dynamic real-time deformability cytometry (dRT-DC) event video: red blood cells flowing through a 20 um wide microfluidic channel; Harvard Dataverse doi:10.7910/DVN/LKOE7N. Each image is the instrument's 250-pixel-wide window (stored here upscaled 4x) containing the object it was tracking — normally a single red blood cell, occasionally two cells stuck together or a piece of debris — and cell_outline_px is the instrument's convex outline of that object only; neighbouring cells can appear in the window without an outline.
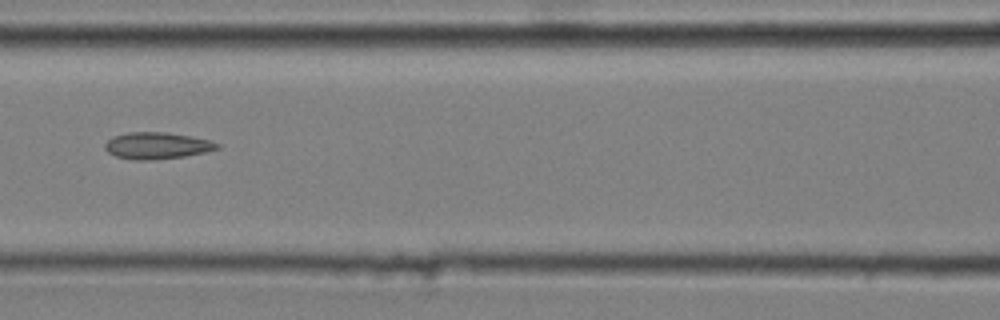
{"species": "common noctule bat (a hibernating species)", "species_latin": "Nyctalus noctula", "temperature_condition": "cold", "stored_images_in_passage": 8, "camera_frame_rate_fps": 3000, "um_per_image_px": 0.085, "animal": {"sex": "male", "body_mass_g": 20.4}, "frame": {"image": 1, "passage_image": 4, "time_ms": 1.0, "image_size_px": [1000, 320], "cell_outline_px": [[220, 148], [204, 152], [184, 156], [152, 160], [136, 160], [116, 156], [108, 152], [104, 148], [104, 144], [112, 136], [128, 132], [164, 132], [188, 136], [208, 140], [220, 144]], "centroid_in_image_um": [13.3, 12.38], "position_along_channel_um": 153.3, "area_um2": 17.28}}
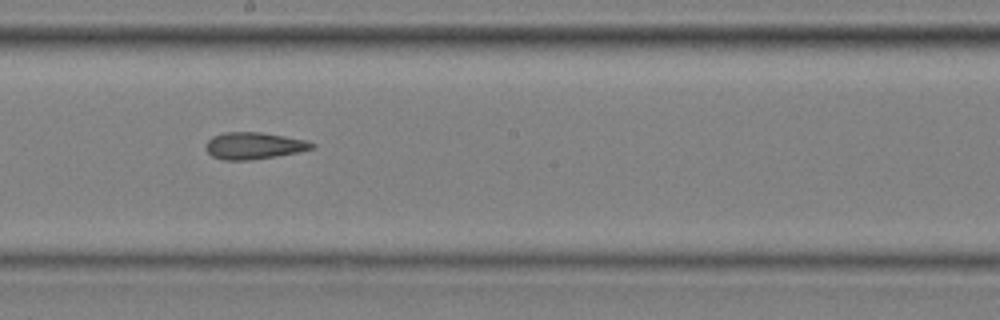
{"frame": {"image": 2, "passage_image": 6, "time_ms": 1.667, "image_size_px": [1000, 320], "cell_outline_px": [[316, 148], [276, 156], [248, 160], [224, 160], [212, 156], [204, 148], [204, 144], [212, 136], [224, 132], [260, 132], [284, 136], [304, 140], [316, 144]], "centroid_in_image_um": [21.54, 12.38], "position_along_channel_um": 226.7, "area_um2": 16.59}}
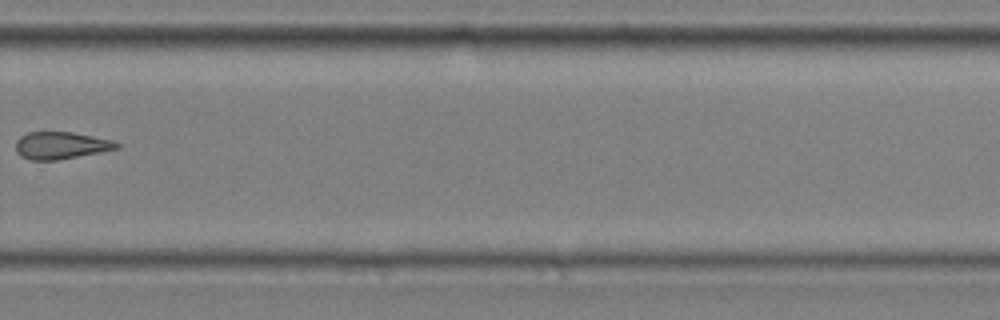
{"frame": {"image": 3, "passage_image": 8, "time_ms": 2.333, "image_size_px": [1000, 320], "cell_outline_px": [[120, 148], [100, 152], [56, 160], [32, 160], [20, 156], [16, 152], [16, 140], [20, 136], [28, 132], [72, 132], [112, 140], [120, 144]], "centroid_in_image_um": [5.16, 12.36], "position_along_channel_um": 324.6, "area_um2": 15.95}}